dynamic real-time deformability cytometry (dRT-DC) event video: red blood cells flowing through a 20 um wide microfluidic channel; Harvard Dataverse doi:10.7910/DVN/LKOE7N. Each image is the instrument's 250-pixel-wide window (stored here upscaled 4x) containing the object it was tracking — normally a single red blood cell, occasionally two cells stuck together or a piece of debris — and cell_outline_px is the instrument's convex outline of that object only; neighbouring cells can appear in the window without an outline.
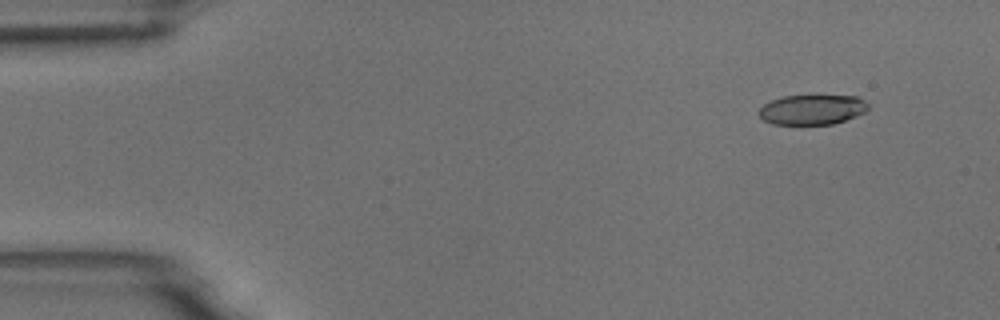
{"species": "common noctule bat (a hibernating species)", "species_latin": "Nyctalus noctula", "temperature_condition": "room temperature", "stored_images_in_passage": 5, "camera_frame_rate_fps": 3000, "um_per_image_px": 0.085, "animal": {"sex": "male", "body_mass_g": 18.8}, "frame": {"image": 1, "passage_image": 2, "time_ms": 1.333, "image_size_px": [1000, 320], "cell_outline_px": [[868, 108], [864, 112], [856, 116], [832, 124], [772, 124], [764, 120], [756, 112], [764, 104], [772, 100], [784, 96], [812, 92], [856, 96], [864, 100], [868, 104]], "centroid_in_image_um": [69.03, 9.25], "position_along_channel_um": 16.0, "area_um2": 19.94}}
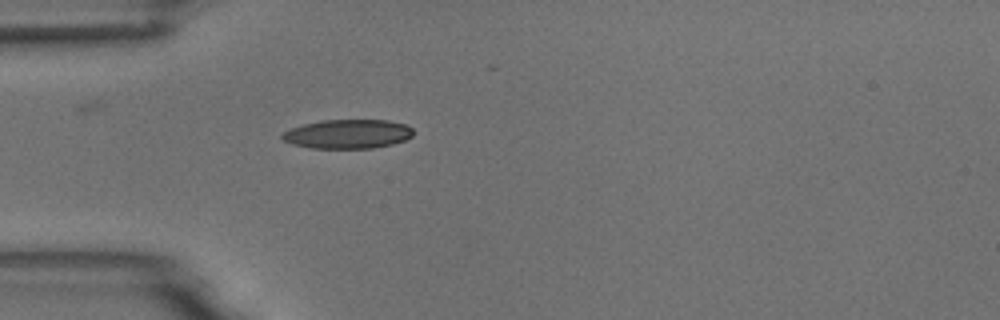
{"frame": {"image": 2, "passage_image": 5, "time_ms": 5.0, "image_size_px": [1000, 320], "cell_outline_px": [[412, 136], [404, 140], [392, 144], [372, 148], [312, 148], [292, 144], [284, 140], [280, 136], [284, 132], [292, 128], [304, 124], [324, 120], [388, 120], [408, 124], [412, 128]], "centroid_in_image_um": [29.59, 11.38], "position_along_channel_um": 55.4, "area_um2": 22.14}}